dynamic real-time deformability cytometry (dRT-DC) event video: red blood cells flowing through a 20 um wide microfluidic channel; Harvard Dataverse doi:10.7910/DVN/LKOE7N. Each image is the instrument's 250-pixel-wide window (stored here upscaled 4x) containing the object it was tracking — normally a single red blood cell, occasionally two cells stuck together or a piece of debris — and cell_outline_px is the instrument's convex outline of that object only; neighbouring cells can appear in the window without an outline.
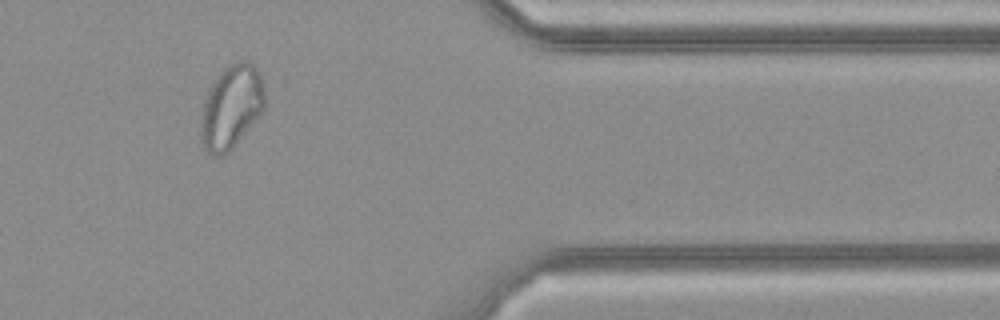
{"species": "common noctule bat (a hibernating species)", "species_latin": "Nyctalus noctula", "temperature_condition": "cold", "stored_images_in_passage": 30, "camera_frame_rate_fps": 3000, "um_per_image_px": 0.085, "animal": {"sex": "female", "body_mass_g": 21.9}, "frame": {"image": 1, "passage_image": 26, "time_ms": 8.333, "image_size_px": [1000, 320], "cell_outline_px": [[264, 108], [232, 148], [228, 152], [220, 156], [212, 156], [204, 148], [200, 140], [200, 116], [204, 100], [208, 88], [216, 76], [224, 68], [236, 60], [248, 60], [256, 68], [260, 76], [264, 88]], "centroid_in_image_um": [19.61, 9.07], "position_along_channel_um": 391.8, "area_um2": 31.15}}